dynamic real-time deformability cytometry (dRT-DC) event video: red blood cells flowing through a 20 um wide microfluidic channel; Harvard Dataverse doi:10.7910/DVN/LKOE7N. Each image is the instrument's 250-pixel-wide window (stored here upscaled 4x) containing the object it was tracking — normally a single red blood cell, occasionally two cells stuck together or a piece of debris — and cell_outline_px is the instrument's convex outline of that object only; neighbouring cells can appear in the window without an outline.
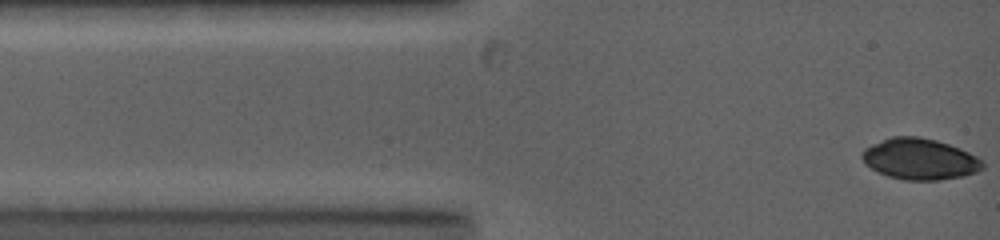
{"species": "common noctule bat (a hibernating species)", "species_latin": "Nyctalus noctula", "temperature_condition": "warm", "stored_images_in_passage": 4, "camera_frame_rate_fps": 5000, "um_per_image_px": 0.085, "animal": {"sex": "female", "body_mass_g": 19.0, "forearm_length_mm": 53.3}, "frame": {"image": 1, "passage_image": 1, "time_ms": 0.0, "image_size_px": [1000, 240], "cell_outline_px": [[984, 168], [976, 172], [964, 176], [940, 180], [904, 180], [888, 176], [864, 164], [860, 156], [860, 152], [864, 148], [872, 144], [892, 136], [916, 136], [936, 140], [960, 148], [984, 160]], "centroid_in_image_um": [78.18, 13.52], "position_along_channel_um": 6.8, "area_um2": 29.07}}
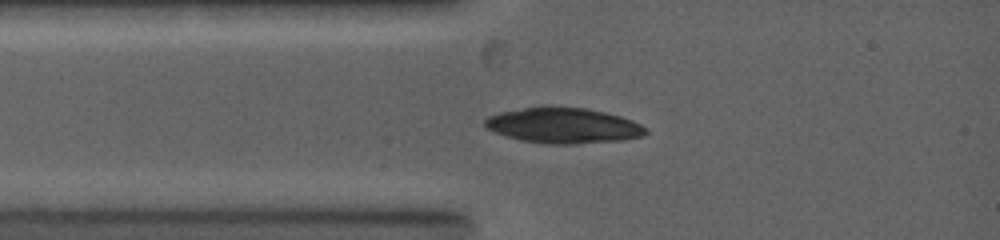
{"frame": {"image": 2, "passage_image": 4, "time_ms": 2.0, "image_size_px": [1000, 240], "cell_outline_px": [[648, 132], [644, 136], [624, 140], [576, 144], [544, 144], [520, 140], [496, 132], [488, 128], [484, 124], [484, 120], [488, 116], [500, 112], [544, 104], [548, 104], [584, 108], [604, 112], [620, 116], [632, 120], [648, 128]], "centroid_in_image_um": [47.91, 10.65], "position_along_channel_um": 37.1, "area_um2": 33.87}}